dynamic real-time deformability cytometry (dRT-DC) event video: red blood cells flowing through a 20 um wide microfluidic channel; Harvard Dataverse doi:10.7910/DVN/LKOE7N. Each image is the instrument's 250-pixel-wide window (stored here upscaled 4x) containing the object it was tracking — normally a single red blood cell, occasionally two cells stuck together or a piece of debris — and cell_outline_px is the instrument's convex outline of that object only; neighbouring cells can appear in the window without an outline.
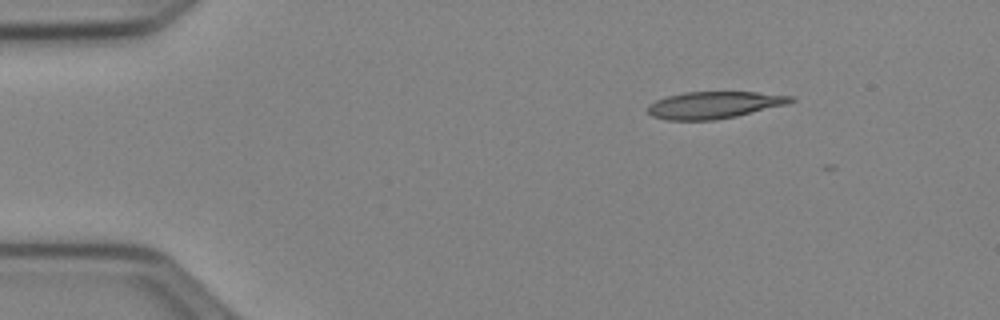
{"species": "Egyptian fruit bat (a non-hibernating species)", "species_latin": "Rousettus aegyptiacus", "temperature_condition": "cold", "stored_images_in_passage": 9, "camera_frame_rate_fps": 3000, "um_per_image_px": 0.085, "animal": {"sex": "female"}, "frame": {"image": 1, "passage_image": 1, "time_ms": 0.0, "image_size_px": [1000, 320], "cell_outline_px": [[796, 100], [788, 104], [736, 116], [716, 120], [668, 120], [652, 116], [644, 108], [648, 104], [656, 100], [668, 96], [684, 92], [756, 92], [792, 96]], "centroid_in_image_um": [60.67, 8.92], "position_along_channel_um": 24.3, "area_um2": 22.54}}